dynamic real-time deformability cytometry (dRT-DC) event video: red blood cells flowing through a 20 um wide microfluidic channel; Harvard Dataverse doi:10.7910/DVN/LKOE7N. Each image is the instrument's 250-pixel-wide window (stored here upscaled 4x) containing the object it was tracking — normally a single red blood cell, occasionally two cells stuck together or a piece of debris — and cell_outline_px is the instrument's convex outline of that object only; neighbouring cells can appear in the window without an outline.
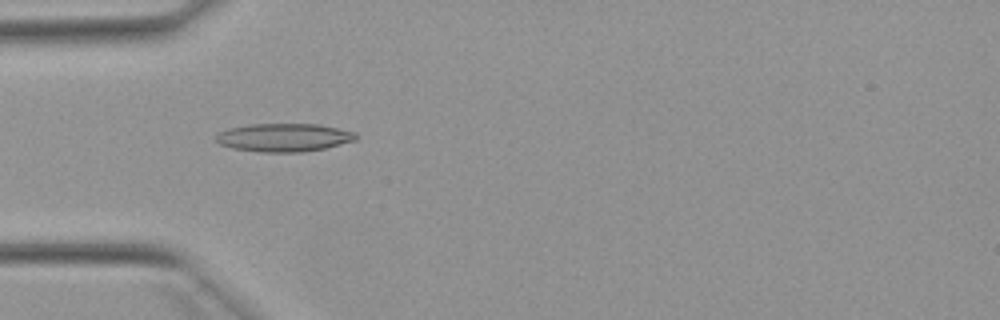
{"species": "Egyptian fruit bat (a non-hibernating species)", "species_latin": "Rousettus aegyptiacus", "temperature_condition": "warm", "stored_images_in_passage": 52, "camera_frame_rate_fps": 3000, "um_per_image_px": 0.085, "animal": {"sex": "female"}, "frame": {"image": 1, "passage_image": 16, "time_ms": 5.0, "image_size_px": [1000, 320], "cell_outline_px": [[356, 140], [324, 148], [304, 152], [260, 152], [232, 148], [220, 144], [212, 140], [220, 132], [228, 128], [252, 124], [316, 124], [356, 132]], "centroid_in_image_um": [24.09, 11.69], "position_along_channel_um": 60.9, "area_um2": 22.95}}
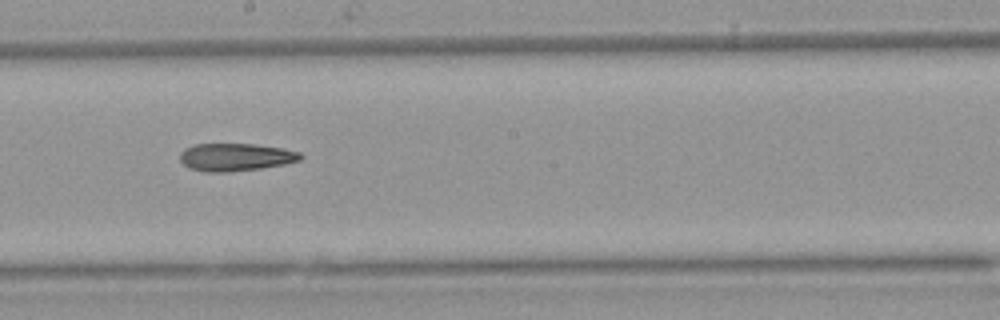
{"frame": {"image": 2, "passage_image": 29, "time_ms": 9.333, "image_size_px": [1000, 320], "cell_outline_px": [[304, 156], [300, 160], [284, 164], [260, 168], [228, 172], [204, 172], [188, 168], [180, 160], [180, 152], [184, 148], [192, 144], [252, 144], [284, 148], [300, 152]], "centroid_in_image_um": [20.0, 13.35], "position_along_channel_um": 228.2, "area_um2": 19.59}}
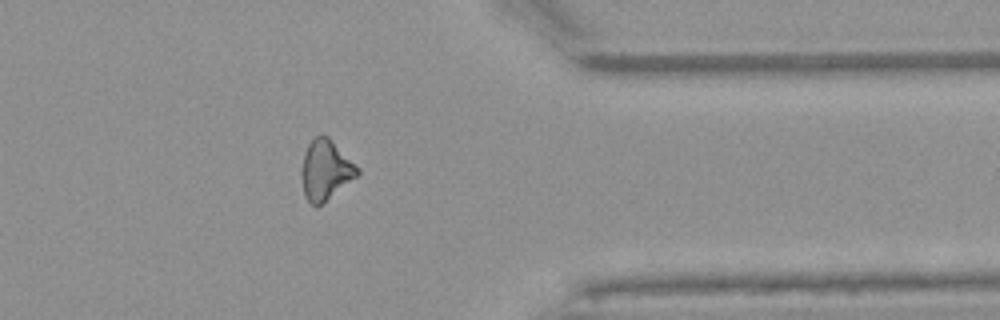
{"frame": {"image": 3, "passage_image": 42, "time_ms": 13.667, "image_size_px": [1000, 320], "cell_outline_px": [[360, 172], [356, 176], [316, 208], [304, 196], [300, 176], [300, 172], [304, 152], [308, 144], [316, 136], [328, 136], [360, 168]], "centroid_in_image_um": [27.64, 14.45], "position_along_channel_um": 383.8, "area_um2": 19.42}}